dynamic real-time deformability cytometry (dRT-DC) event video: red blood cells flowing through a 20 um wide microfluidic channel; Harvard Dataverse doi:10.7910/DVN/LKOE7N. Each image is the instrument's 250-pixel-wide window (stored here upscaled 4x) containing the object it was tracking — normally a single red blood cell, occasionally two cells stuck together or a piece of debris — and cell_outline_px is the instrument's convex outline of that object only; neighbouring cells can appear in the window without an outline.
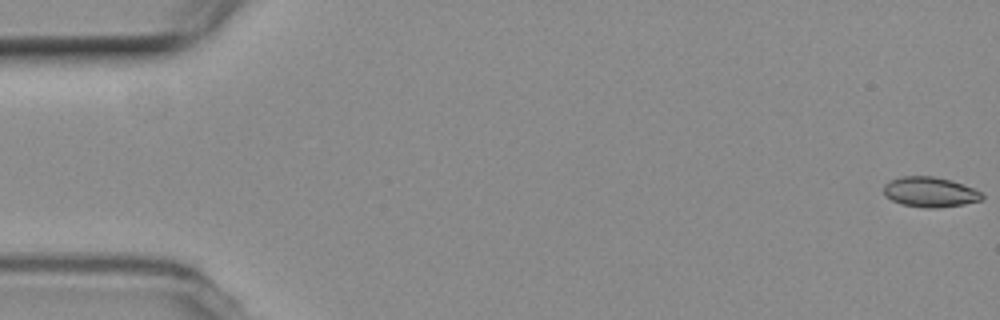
{"species": "common noctule bat (a hibernating species)", "species_latin": "Nyctalus noctula", "temperature_condition": "room temperature", "stored_images_in_passage": 7, "camera_frame_rate_fps": 3000, "um_per_image_px": 0.085, "animal": {"sex": "female", "body_mass_g": 19.3, "forearm_length_mm": 54.1}, "frame": {"image": 1, "passage_image": 1, "time_ms": 0.0, "image_size_px": [1000, 320], "cell_outline_px": [[984, 200], [964, 204], [936, 208], [924, 208], [904, 204], [892, 200], [884, 196], [884, 184], [888, 180], [900, 176], [932, 176], [952, 180], [972, 188], [980, 192], [984, 196]], "centroid_in_image_um": [79.03, 16.32], "position_along_channel_um": 6.0, "area_um2": 17.34}}
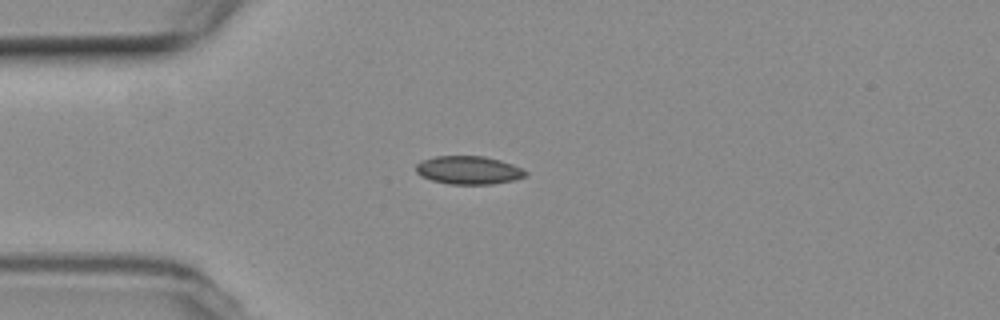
{"frame": {"image": 2, "passage_image": 5, "time_ms": 4.667, "image_size_px": [1000, 320], "cell_outline_px": [[528, 176], [512, 180], [492, 184], [448, 184], [432, 180], [420, 176], [416, 172], [416, 164], [420, 160], [436, 156], [484, 156], [500, 160], [512, 164], [528, 172]], "centroid_in_image_um": [39.81, 14.46], "position_along_channel_um": 45.2, "area_um2": 18.09}}